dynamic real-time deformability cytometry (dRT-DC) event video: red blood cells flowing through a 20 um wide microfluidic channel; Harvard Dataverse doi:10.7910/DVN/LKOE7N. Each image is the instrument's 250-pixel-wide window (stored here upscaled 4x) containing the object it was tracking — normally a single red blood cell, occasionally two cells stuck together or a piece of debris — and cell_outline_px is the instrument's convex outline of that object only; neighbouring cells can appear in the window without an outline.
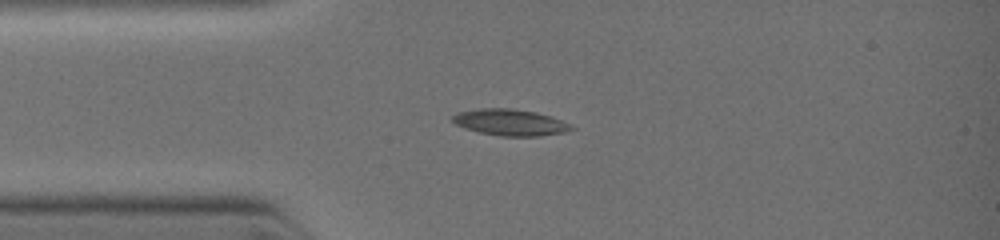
{"species": "common noctule bat (a hibernating species)", "species_latin": "Nyctalus noctula", "temperature_condition": "warm", "stored_images_in_passage": 3, "camera_frame_rate_fps": 3000, "um_per_image_px": 0.085, "animal": {"sex": "female", "body_mass_g": 19.0, "forearm_length_mm": 51.5}, "frame": {"image": 1, "passage_image": 1, "time_ms": 0.0, "image_size_px": [1000, 240], "cell_outline_px": [[576, 128], [564, 132], [540, 136], [500, 136], [480, 132], [464, 128], [456, 124], [452, 120], [452, 116], [456, 112], [480, 108], [508, 108], [536, 112], [552, 116], [572, 124]], "centroid_in_image_um": [43.39, 10.4], "position_along_channel_um": 41.6, "area_um2": 18.38}}